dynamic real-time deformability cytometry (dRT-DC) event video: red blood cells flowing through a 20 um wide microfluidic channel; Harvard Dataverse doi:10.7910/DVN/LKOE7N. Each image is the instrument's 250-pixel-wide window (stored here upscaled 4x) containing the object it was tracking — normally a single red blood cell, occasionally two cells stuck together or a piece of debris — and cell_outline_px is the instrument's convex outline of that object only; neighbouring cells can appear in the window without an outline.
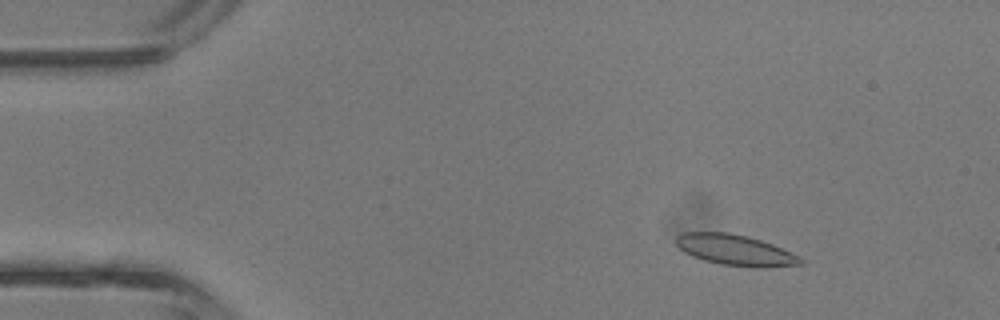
{"species": "common noctule bat (a hibernating species)", "species_latin": "Nyctalus noctula", "temperature_condition": "room temperature", "stored_images_in_passage": 43, "camera_frame_rate_fps": 3000, "um_per_image_px": 0.085, "animal": {"sex": "male", "body_mass_g": 13.3}, "frame": {"image": 1, "passage_image": 6, "time_ms": 1.667, "image_size_px": [1000, 320], "cell_outline_px": [[804, 264], [760, 268], [756, 268], [720, 264], [704, 260], [692, 256], [684, 252], [676, 244], [676, 236], [684, 232], [728, 232], [748, 236], [772, 244], [800, 256], [804, 260]], "centroid_in_image_um": [62.51, 21.26], "position_along_channel_um": 22.5, "area_um2": 22.43}}
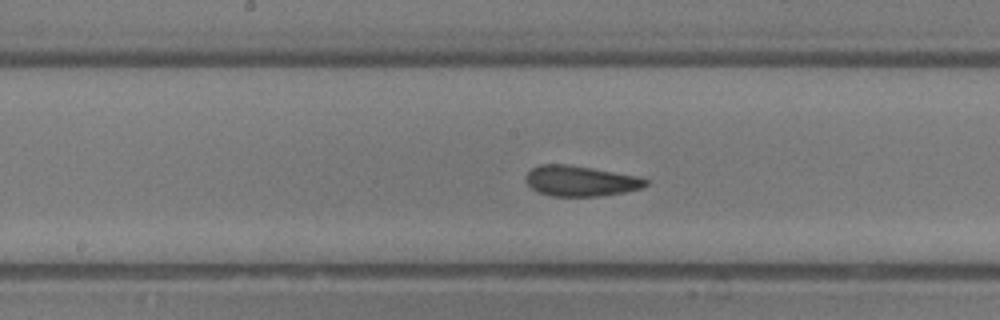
{"frame": {"image": 2, "passage_image": 22, "time_ms": 7.0, "image_size_px": [1000, 320], "cell_outline_px": [[648, 184], [640, 188], [624, 192], [596, 196], [552, 196], [540, 192], [532, 188], [524, 180], [524, 176], [532, 168], [540, 164], [568, 164], [592, 168], [636, 176], [648, 180]], "centroid_in_image_um": [49.3, 15.37], "position_along_channel_um": 198.9, "area_um2": 21.1}}
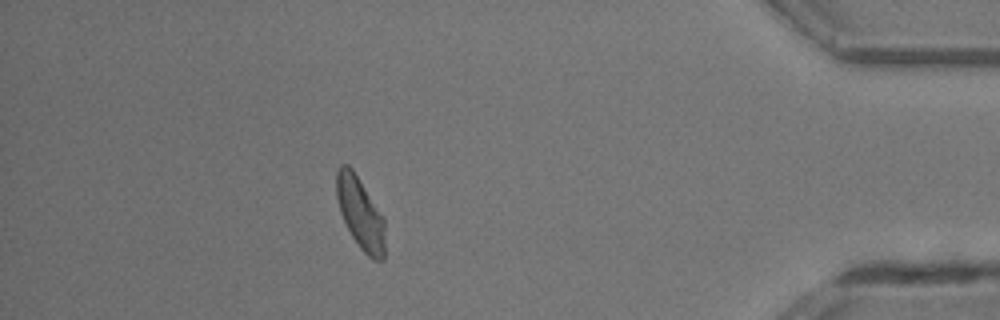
{"frame": {"image": 3, "passage_image": 38, "time_ms": 12.333, "image_size_px": [1000, 320], "cell_outline_px": [[384, 260], [372, 260], [360, 248], [352, 236], [340, 212], [336, 196], [336, 172], [340, 164], [348, 164], [352, 168], [384, 216]], "centroid_in_image_um": [30.62, 18.1], "position_along_channel_um": 404.6, "area_um2": 20.35}, "authors_computed_cell_mechanics": {"area_um2": 21.2126, "velocity_mm_per_s": 4.7992, "shape_relaxation_time_tau1_ms": 3.4648, "shape_relaxation_time_tau2_ms": 1.7324, "deformation_change_tau1": 0.1031, "deformation_change_tau2": 0.0767}}